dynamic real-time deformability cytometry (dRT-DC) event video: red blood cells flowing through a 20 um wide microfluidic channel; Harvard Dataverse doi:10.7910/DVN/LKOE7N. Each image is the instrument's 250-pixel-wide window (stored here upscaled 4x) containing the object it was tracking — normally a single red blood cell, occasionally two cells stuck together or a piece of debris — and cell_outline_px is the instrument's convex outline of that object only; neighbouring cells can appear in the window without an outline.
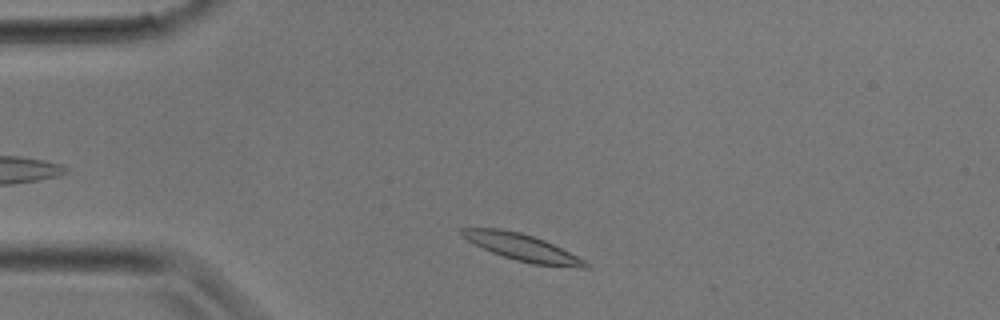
{"species": "common noctule bat (a hibernating species)", "species_latin": "Nyctalus noctula", "temperature_condition": "room temperature", "stored_images_in_passage": 26, "camera_frame_rate_fps": 3000, "um_per_image_px": 0.085, "animal": {"sex": "male", "body_mass_g": 17.9}, "frame": {"image": 1, "passage_image": 2, "time_ms": 0.333, "image_size_px": [1000, 320], "cell_outline_px": [[592, 268], [576, 268], [532, 264], [516, 260], [492, 252], [468, 240], [460, 232], [460, 228], [500, 228], [520, 232], [544, 240], [592, 264]], "centroid_in_image_um": [44.45, 21.05], "position_along_channel_um": 40.5, "area_um2": 19.07}}
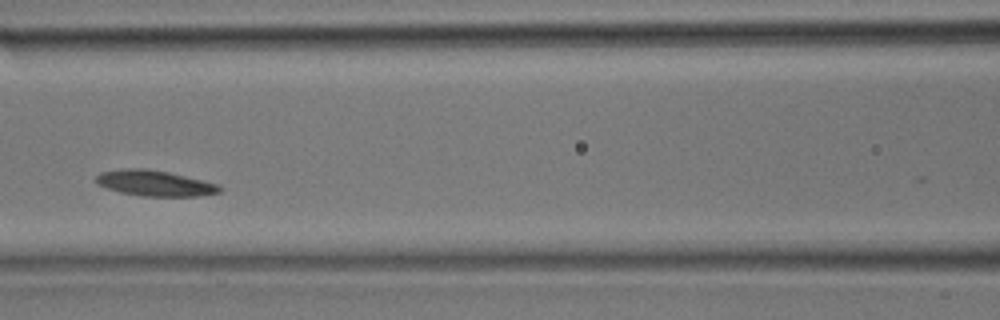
{"frame": {"image": 2, "passage_image": 9, "time_ms": 2.667, "image_size_px": [1000, 320], "cell_outline_px": [[224, 188], [220, 192], [196, 196], [140, 196], [120, 192], [96, 184], [96, 176], [100, 172], [128, 168], [144, 168], [168, 172], [216, 184]], "centroid_in_image_um": [13.12, 15.57], "position_along_channel_um": 153.5, "area_um2": 18.26}}
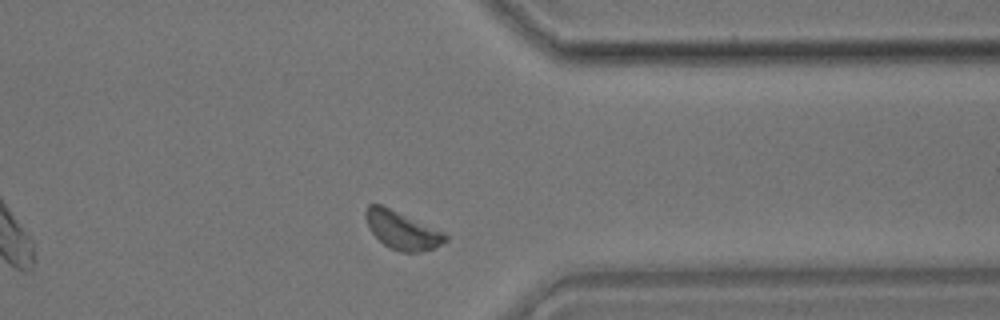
{"frame": {"image": 3, "passage_image": 20, "time_ms": 6.333, "image_size_px": [1000, 320], "cell_outline_px": [[448, 240], [432, 248], [420, 252], [400, 252], [388, 248], [368, 228], [364, 216], [364, 212], [368, 204], [380, 204], [444, 232], [448, 236]], "centroid_in_image_um": [34.14, 19.57], "position_along_channel_um": 377.3, "area_um2": 17.51}}